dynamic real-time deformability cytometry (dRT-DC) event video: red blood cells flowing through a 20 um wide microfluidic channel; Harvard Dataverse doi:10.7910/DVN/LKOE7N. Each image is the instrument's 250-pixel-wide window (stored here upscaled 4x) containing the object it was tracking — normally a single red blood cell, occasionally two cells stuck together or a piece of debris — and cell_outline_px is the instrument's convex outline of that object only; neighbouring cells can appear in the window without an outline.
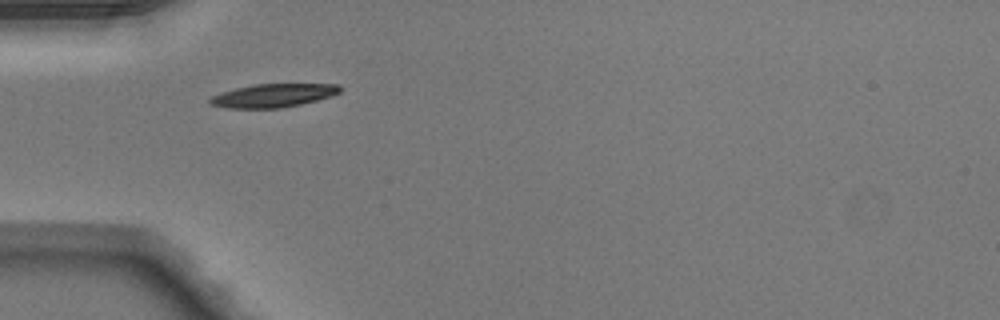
{"species": "Egyptian fruit bat (a non-hibernating species)", "species_latin": "Rousettus aegyptiacus", "temperature_condition": "warm", "stored_images_in_passage": 35, "camera_frame_rate_fps": 3000, "um_per_image_px": 0.085, "animal": {"sex": "male"}, "frame": {"image": 1, "passage_image": 1, "time_ms": 0.0, "image_size_px": [1000, 320], "cell_outline_px": [[344, 88], [340, 92], [332, 96], [300, 104], [280, 108], [228, 108], [212, 104], [208, 100], [212, 96], [236, 88], [256, 84], [340, 84]], "centroid_in_image_um": [23.29, 8.11], "position_along_channel_um": 61.7, "area_um2": 17.57}}
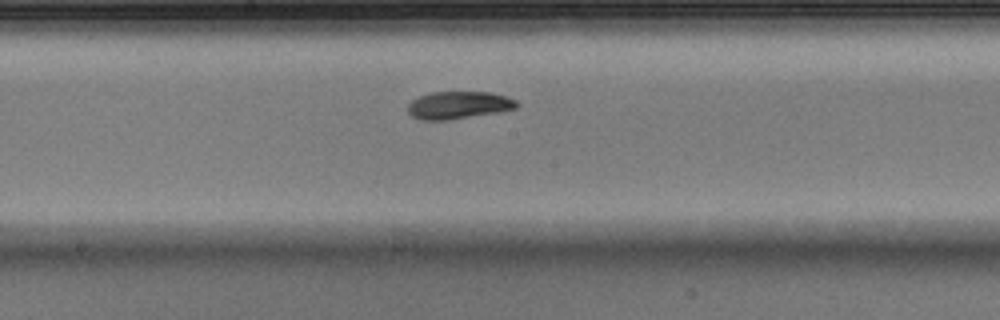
{"frame": {"image": 2, "passage_image": 12, "time_ms": 3.667, "image_size_px": [1000, 320], "cell_outline_px": [[520, 104], [516, 108], [496, 112], [448, 120], [420, 120], [412, 116], [408, 112], [408, 104], [412, 100], [420, 96], [432, 92], [492, 92], [516, 100]], "centroid_in_image_um": [38.96, 8.93], "position_along_channel_um": 209.2, "area_um2": 17.34}}
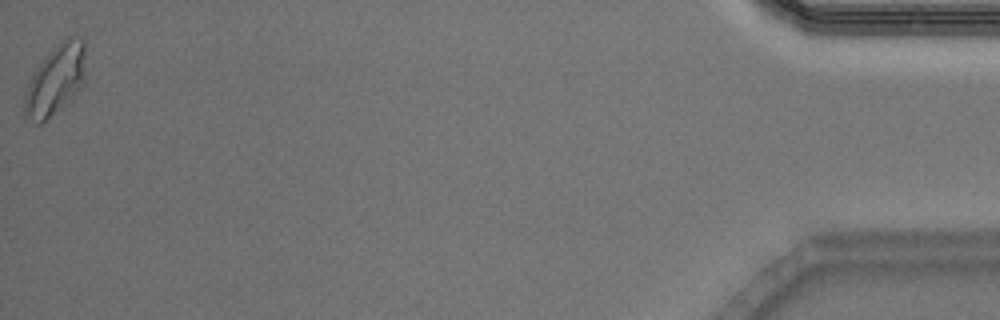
{"frame": {"image": 3, "passage_image": 35, "time_ms": 11.333, "image_size_px": [1000, 320], "cell_outline_px": [[84, 84], [72, 96], [40, 124], [36, 124], [28, 116], [24, 108], [24, 100], [28, 84], [32, 76], [48, 52], [60, 40], [68, 36], [84, 40]], "centroid_in_image_um": [4.73, 6.74], "position_along_channel_um": 430.5, "area_um2": 24.04}, "authors_computed_cell_mechanics": {"area_um2": 17.6868, "velocity_mm_per_s": 4.091, "shape_relaxation_time_tau1_ms": 3.5104, "shape_relaxation_time_tau2_ms": 2.7187, "deformation_change_tau1": 0.1472, "deformation_change_tau2": 0.0556}}